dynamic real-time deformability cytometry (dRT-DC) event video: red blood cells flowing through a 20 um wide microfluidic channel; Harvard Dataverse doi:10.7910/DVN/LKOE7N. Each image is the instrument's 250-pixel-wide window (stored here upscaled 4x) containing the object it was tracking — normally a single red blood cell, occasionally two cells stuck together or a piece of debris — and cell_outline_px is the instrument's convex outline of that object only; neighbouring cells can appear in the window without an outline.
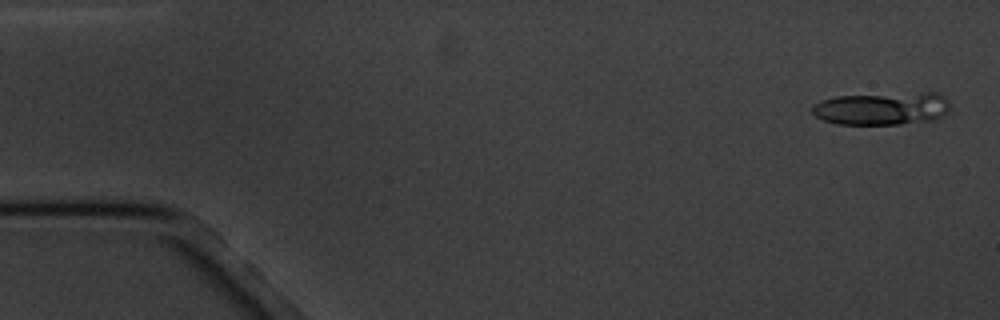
{"species": "common noctule bat (a hibernating species)", "species_latin": "Nyctalus noctula", "temperature_condition": "cold", "stored_images_in_passage": 5, "camera_frame_rate_fps": 3000, "um_per_image_px": 0.085, "animal": {"sex": "male", "body_mass_g": 20.1, "forearm_length_mm": 53.5}, "frame": {"image": 1, "passage_image": 1, "time_ms": 0.0, "image_size_px": [1000, 320], "cell_outline_px": [[948, 112], [944, 116], [932, 120], [900, 124], [836, 124], [824, 120], [816, 116], [812, 112], [812, 104], [820, 100], [836, 96], [924, 92], [936, 92], [944, 96], [948, 100]], "centroid_in_image_um": [74.97, 9.22], "position_along_channel_um": 10.0, "area_um2": 26.53}}